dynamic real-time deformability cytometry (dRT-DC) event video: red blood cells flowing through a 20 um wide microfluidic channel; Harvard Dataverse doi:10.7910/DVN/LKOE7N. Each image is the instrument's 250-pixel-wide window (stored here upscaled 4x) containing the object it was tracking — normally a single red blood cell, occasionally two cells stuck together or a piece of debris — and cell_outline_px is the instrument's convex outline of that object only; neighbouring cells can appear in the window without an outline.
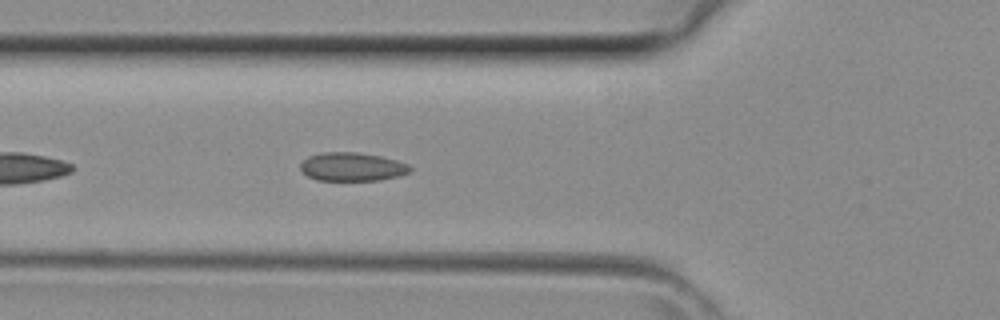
{"species": "common noctule bat (a hibernating species)", "species_latin": "Nyctalus noctula", "temperature_condition": "room temperature", "stored_images_in_passage": 29, "camera_frame_rate_fps": 3000, "um_per_image_px": 0.085, "animal": {"sex": "female", "body_mass_g": 29.2, "forearm_length_mm": 56.3}, "frame": {"image": 1, "passage_image": 5, "time_ms": 1.333, "image_size_px": [1000, 320], "cell_outline_px": [[412, 172], [400, 176], [380, 180], [316, 180], [300, 172], [300, 164], [308, 156], [320, 152], [356, 152], [380, 156], [396, 160], [408, 164], [412, 168]], "centroid_in_image_um": [29.93, 14.18], "position_along_channel_um": 95.9, "area_um2": 18.44}}
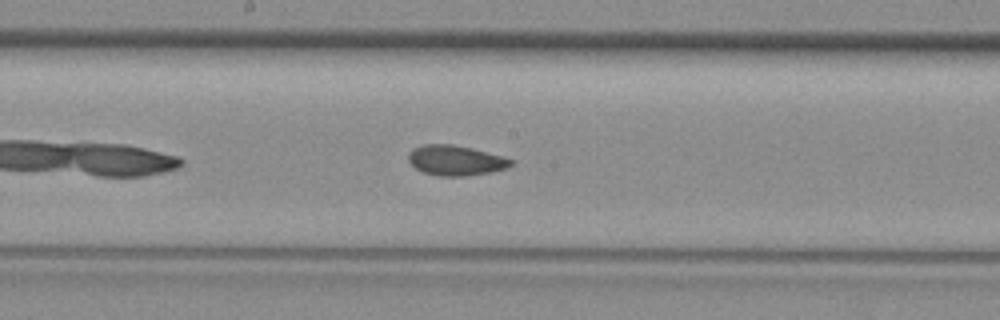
{"frame": {"image": 2, "passage_image": 12, "time_ms": 3.667, "image_size_px": [1000, 320], "cell_outline_px": [[512, 164], [508, 168], [488, 172], [464, 176], [440, 176], [424, 172], [416, 168], [408, 160], [408, 152], [412, 148], [424, 144], [452, 144], [500, 156], [512, 160]], "centroid_in_image_um": [38.66, 13.63], "position_along_channel_um": 209.5, "area_um2": 17.63}}
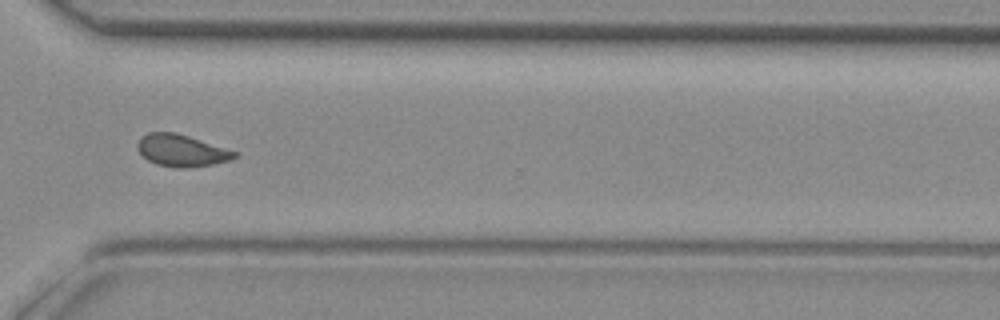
{"frame": {"image": 3, "passage_image": 21, "time_ms": 6.667, "image_size_px": [1000, 320], "cell_outline_px": [[240, 152], [236, 156], [228, 160], [212, 164], [184, 168], [176, 168], [156, 164], [148, 160], [136, 148], [136, 144], [140, 136], [148, 132], [176, 132]], "centroid_in_image_um": [15.41, 12.78], "position_along_channel_um": 355.2, "area_um2": 18.15}}